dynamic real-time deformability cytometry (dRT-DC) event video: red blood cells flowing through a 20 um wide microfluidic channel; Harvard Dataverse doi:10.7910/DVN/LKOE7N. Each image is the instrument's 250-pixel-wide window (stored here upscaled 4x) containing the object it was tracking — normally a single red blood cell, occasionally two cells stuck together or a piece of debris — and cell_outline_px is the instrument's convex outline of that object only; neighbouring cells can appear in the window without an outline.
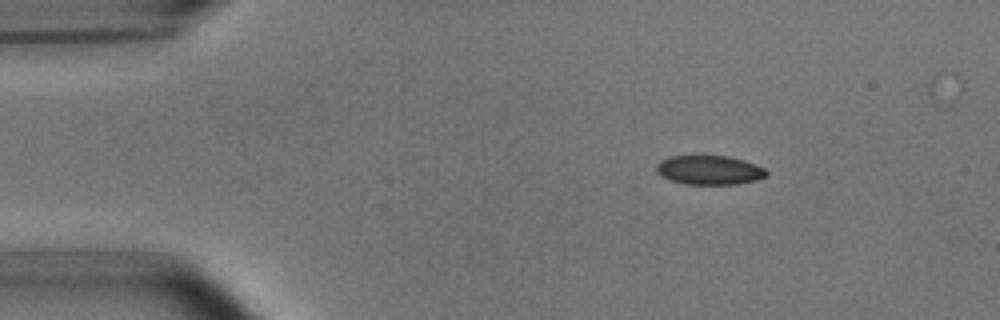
{"species": "common noctule bat (a hibernating species)", "species_latin": "Nyctalus noctula", "temperature_condition": "room temperature", "stored_images_in_passage": 4, "camera_frame_rate_fps": 3000, "um_per_image_px": 0.085, "animal": {"sex": "male", "body_mass_g": 15.6}, "frame": {"image": 1, "passage_image": 3, "time_ms": 2.333, "image_size_px": [1000, 320], "cell_outline_px": [[768, 176], [756, 180], [736, 184], [684, 184], [668, 180], [660, 176], [656, 172], [656, 164], [660, 160], [668, 156], [728, 156], [744, 160], [756, 164], [764, 168], [768, 172]], "centroid_in_image_um": [60.27, 14.46], "position_along_channel_um": 24.7, "area_um2": 18.96}}